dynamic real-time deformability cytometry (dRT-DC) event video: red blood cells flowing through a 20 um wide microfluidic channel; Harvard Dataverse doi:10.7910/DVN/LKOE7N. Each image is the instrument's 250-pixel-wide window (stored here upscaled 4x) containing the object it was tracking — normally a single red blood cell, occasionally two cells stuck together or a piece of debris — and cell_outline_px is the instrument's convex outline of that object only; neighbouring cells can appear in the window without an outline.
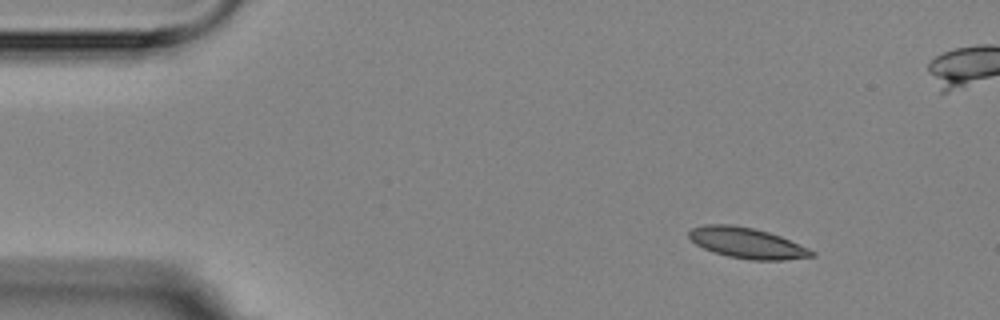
{"species": "Egyptian fruit bat (a non-hibernating species)", "species_latin": "Rousettus aegyptiacus", "temperature_condition": "room temperature", "stored_images_in_passage": 4, "camera_frame_rate_fps": 3000, "um_per_image_px": 0.085, "animal": {"sex": "female"}, "frame": {"image": 1, "passage_image": 1, "time_ms": 0.0, "image_size_px": [1000, 320], "cell_outline_px": [[816, 256], [784, 260], [752, 260], [728, 256], [712, 252], [696, 244], [688, 236], [688, 232], [692, 228], [704, 224], [732, 224], [752, 228], [768, 232], [780, 236], [808, 248], [816, 252]], "centroid_in_image_um": [63.49, 20.65], "position_along_channel_um": 21.5, "area_um2": 21.91}}